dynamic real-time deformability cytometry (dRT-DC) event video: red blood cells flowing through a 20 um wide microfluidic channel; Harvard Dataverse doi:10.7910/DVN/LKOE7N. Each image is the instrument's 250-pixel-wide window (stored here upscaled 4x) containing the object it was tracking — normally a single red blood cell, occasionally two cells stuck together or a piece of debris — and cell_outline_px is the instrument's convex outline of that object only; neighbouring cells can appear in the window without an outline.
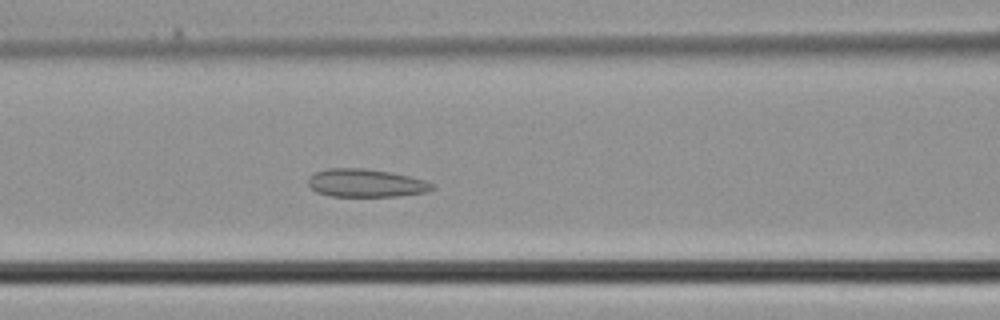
{"species": "common noctule bat (a hibernating species)", "species_latin": "Nyctalus noctula", "temperature_condition": "cold", "stored_images_in_passage": 35, "camera_frame_rate_fps": 3000, "um_per_image_px": 0.085, "animal": {"sex": "male", "body_mass_g": 21.5, "forearm_length_mm": 52.0}, "frame": {"image": 1, "passage_image": 12, "time_ms": 3.667, "image_size_px": [1000, 320], "cell_outline_px": [[436, 188], [428, 192], [400, 196], [328, 196], [316, 192], [308, 184], [308, 180], [316, 172], [328, 168], [364, 168], [392, 172], [424, 180], [436, 184]], "centroid_in_image_um": [31.15, 15.56], "position_along_channel_um": 135.4, "area_um2": 20.4}}
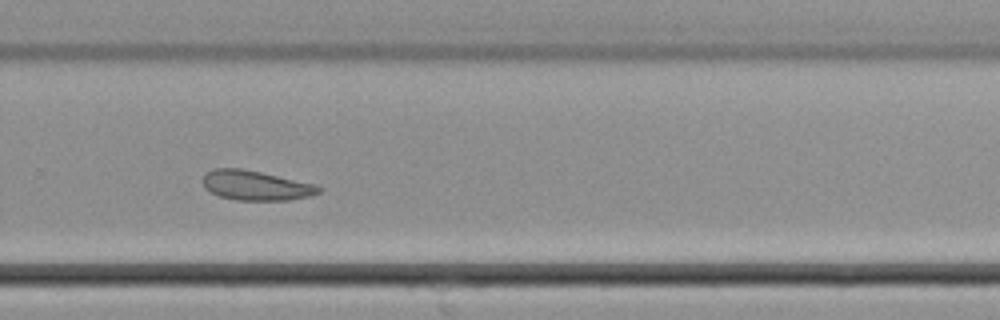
{"frame": {"image": 2, "passage_image": 22, "time_ms": 7.0, "image_size_px": [1000, 320], "cell_outline_px": [[324, 188], [320, 192], [308, 196], [288, 200], [236, 200], [220, 196], [204, 188], [204, 172], [212, 168], [240, 168], [260, 172], [316, 184]], "centroid_in_image_um": [21.74, 15.75], "position_along_channel_um": 308.1, "area_um2": 20.0}}
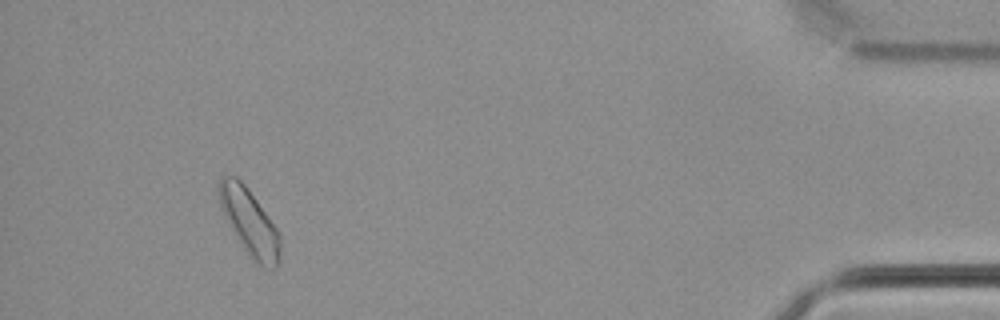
{"frame": {"image": 3, "passage_image": 32, "time_ms": 10.333, "image_size_px": [1000, 320], "cell_outline_px": [[280, 260], [272, 268], [264, 268], [248, 256], [228, 220], [220, 204], [220, 176], [236, 176], [244, 184], [256, 200], [276, 228], [280, 236]], "centroid_in_image_um": [21.24, 18.91], "position_along_channel_um": 414.0, "area_um2": 22.66}}